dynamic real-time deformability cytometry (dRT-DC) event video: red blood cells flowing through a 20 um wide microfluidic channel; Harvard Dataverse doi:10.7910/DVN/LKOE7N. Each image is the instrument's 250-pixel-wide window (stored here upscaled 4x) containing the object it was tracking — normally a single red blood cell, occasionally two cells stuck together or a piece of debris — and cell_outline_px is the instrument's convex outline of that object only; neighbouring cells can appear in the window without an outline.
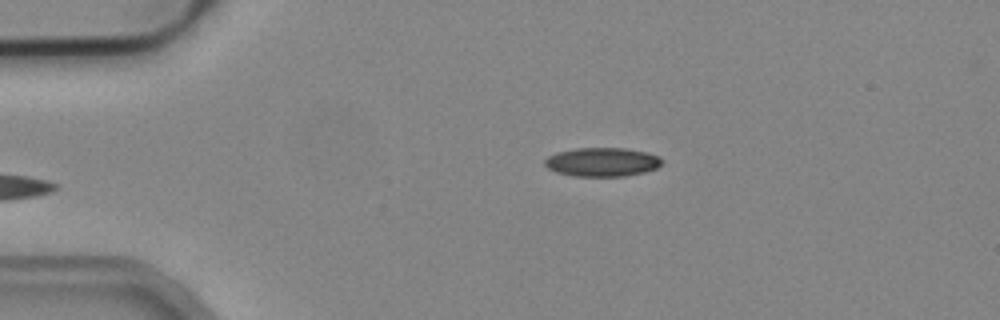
{"species": "common noctule bat (a hibernating species)", "species_latin": "Nyctalus noctula", "temperature_condition": "cold", "stored_images_in_passage": 3, "camera_frame_rate_fps": 3000, "um_per_image_px": 0.085, "animal": {"sex": "male", "body_mass_g": 19.2, "forearm_length_mm": 51.8}, "frame": {"image": 1, "passage_image": 3, "time_ms": 0.667, "image_size_px": [1000, 320], "cell_outline_px": [[664, 160], [656, 168], [644, 172], [624, 176], [572, 176], [556, 172], [548, 168], [544, 164], [544, 160], [548, 156], [556, 152], [576, 148], [628, 148], [648, 152], [660, 156]], "centroid_in_image_um": [51.19, 13.76], "position_along_channel_um": 33.8, "area_um2": 19.88}}